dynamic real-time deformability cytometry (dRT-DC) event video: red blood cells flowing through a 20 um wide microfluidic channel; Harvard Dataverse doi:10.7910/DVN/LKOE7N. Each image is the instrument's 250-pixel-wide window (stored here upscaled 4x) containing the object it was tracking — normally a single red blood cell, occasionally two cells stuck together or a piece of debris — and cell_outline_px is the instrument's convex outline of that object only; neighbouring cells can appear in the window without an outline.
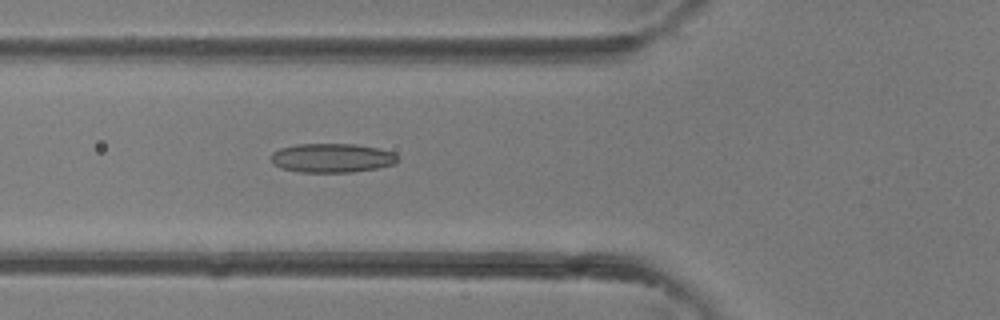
{"species": "common noctule bat (a hibernating species)", "species_latin": "Nyctalus noctula", "temperature_condition": "room temperature", "stored_images_in_passage": 38, "camera_frame_rate_fps": 3000, "um_per_image_px": 0.085, "animal": {"sex": "female"}, "frame": {"image": 1, "passage_image": 14, "time_ms": 4.333, "image_size_px": [1000, 320], "cell_outline_px": [[400, 160], [396, 164], [380, 168], [352, 172], [300, 172], [280, 168], [272, 164], [268, 156], [272, 152], [280, 148], [296, 144], [356, 144], [380, 148], [392, 152]], "centroid_in_image_um": [28.2, 13.43], "position_along_channel_um": 97.6, "area_um2": 21.91}}
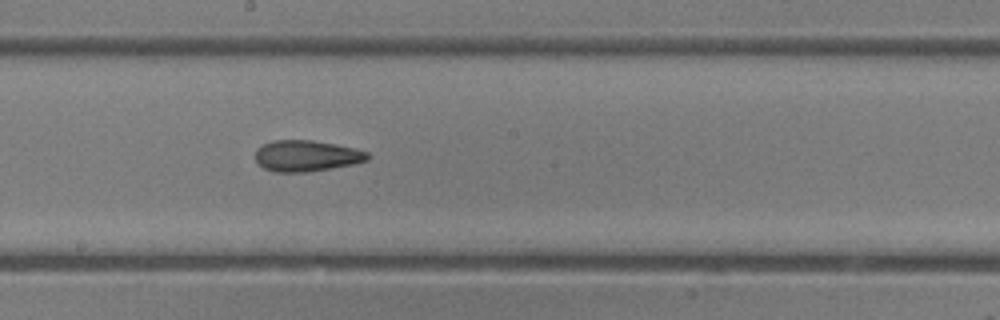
{"frame": {"image": 2, "passage_image": 21, "time_ms": 6.667, "image_size_px": [1000, 320], "cell_outline_px": [[368, 160], [356, 164], [308, 172], [276, 172], [264, 168], [256, 160], [256, 148], [272, 140], [312, 140], [336, 144], [368, 152]], "centroid_in_image_um": [26.05, 13.25], "position_along_channel_um": 222.1, "area_um2": 20.35}}
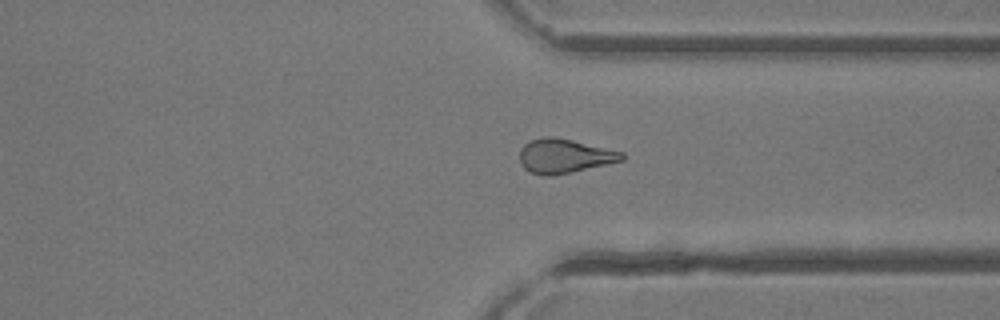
{"frame": {"image": 3, "passage_image": 29, "time_ms": 9.333, "image_size_px": [1000, 320], "cell_outline_px": [[624, 160], [552, 176], [544, 176], [528, 172], [520, 164], [520, 148], [528, 140], [544, 136], [552, 136], [572, 140], [624, 152]], "centroid_in_image_um": [47.92, 13.25], "position_along_channel_um": 363.5, "area_um2": 20.46}}